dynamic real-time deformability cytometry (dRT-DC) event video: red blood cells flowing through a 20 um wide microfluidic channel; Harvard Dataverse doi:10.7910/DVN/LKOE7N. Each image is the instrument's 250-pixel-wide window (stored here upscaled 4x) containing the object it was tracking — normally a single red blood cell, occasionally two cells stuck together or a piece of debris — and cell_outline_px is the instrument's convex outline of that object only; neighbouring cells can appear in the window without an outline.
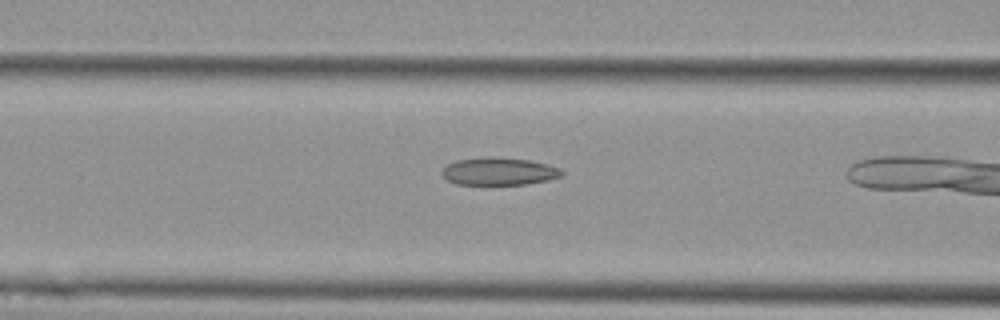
{"species": "Egyptian fruit bat (a non-hibernating species)", "species_latin": "Rousettus aegyptiacus", "temperature_condition": "cold", "stored_images_in_passage": 35, "camera_frame_rate_fps": 3000, "um_per_image_px": 0.085, "animal": {"sex": "female"}, "frame": {"image": 1, "passage_image": 17, "time_ms": 5.333, "image_size_px": [1000, 320], "cell_outline_px": [[564, 172], [560, 176], [548, 180], [528, 184], [456, 184], [448, 180], [440, 172], [448, 164], [456, 160], [528, 160], [548, 164], [560, 168]], "centroid_in_image_um": [42.45, 14.62], "position_along_channel_um": 124.1, "area_um2": 18.15}}
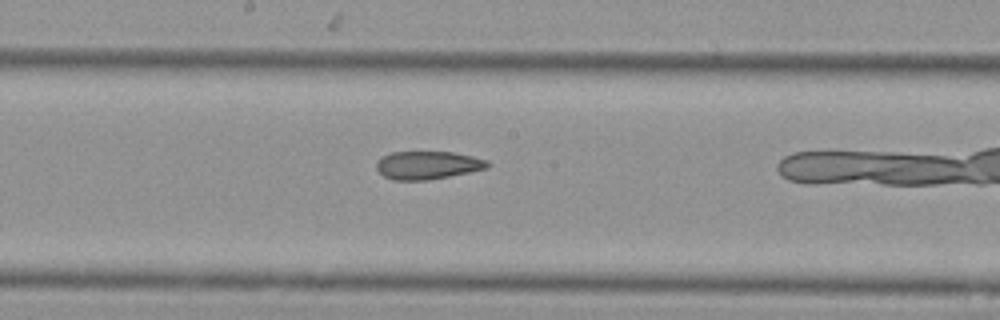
{"frame": {"image": 2, "passage_image": 24, "time_ms": 7.667, "image_size_px": [1000, 320], "cell_outline_px": [[492, 164], [488, 168], [428, 180], [392, 180], [384, 176], [376, 168], [376, 160], [380, 156], [392, 152], [452, 152], [472, 156], [488, 160]], "centroid_in_image_um": [36.33, 14.03], "position_along_channel_um": 211.9, "area_um2": 18.26}}
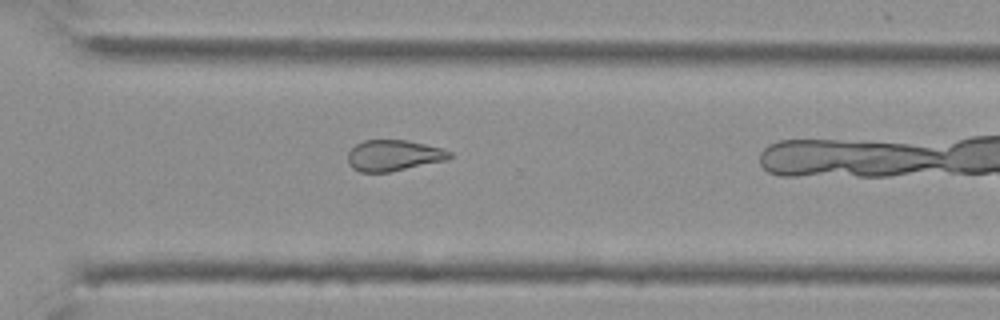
{"frame": {"image": 3, "passage_image": 34, "time_ms": 11.0, "image_size_px": [1000, 320], "cell_outline_px": [[452, 156], [448, 160], [392, 172], [360, 172], [352, 168], [348, 164], [348, 152], [356, 144], [364, 140], [408, 140], [440, 148], [452, 152]], "centroid_in_image_um": [33.46, 13.22], "position_along_channel_um": 337.1, "area_um2": 18.55}}